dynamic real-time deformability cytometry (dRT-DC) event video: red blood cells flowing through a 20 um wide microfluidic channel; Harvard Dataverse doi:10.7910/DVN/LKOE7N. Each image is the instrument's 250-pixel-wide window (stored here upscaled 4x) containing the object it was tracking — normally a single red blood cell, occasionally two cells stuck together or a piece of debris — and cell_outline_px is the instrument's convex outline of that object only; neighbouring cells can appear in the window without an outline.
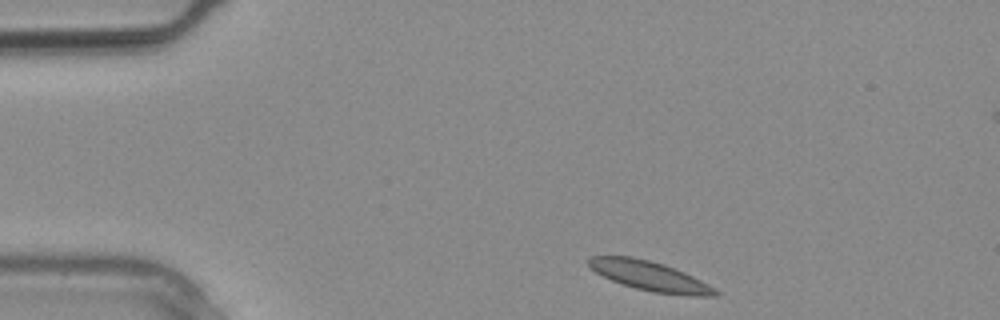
{"species": "common noctule bat (a hibernating species)", "species_latin": "Nyctalus noctula", "temperature_condition": "warm", "stored_images_in_passage": 3, "segment_of_instrument_passage": [2, 2], "camera_frame_rate_fps": 3000, "um_per_image_px": 0.085, "animal": {"sex": "male", "body_mass_g": 20.4}, "frame": {"image": 1, "passage_image": 3, "time_ms": 0.667, "image_size_px": [1000, 320], "cell_outline_px": [[720, 292], [716, 296], [692, 296], [652, 292], [636, 288], [612, 280], [596, 272], [588, 264], [588, 256], [632, 256], [664, 264], [684, 272], [716, 288]], "centroid_in_image_um": [55.26, 23.46], "position_along_channel_um": 29.7, "area_um2": 21.62}}